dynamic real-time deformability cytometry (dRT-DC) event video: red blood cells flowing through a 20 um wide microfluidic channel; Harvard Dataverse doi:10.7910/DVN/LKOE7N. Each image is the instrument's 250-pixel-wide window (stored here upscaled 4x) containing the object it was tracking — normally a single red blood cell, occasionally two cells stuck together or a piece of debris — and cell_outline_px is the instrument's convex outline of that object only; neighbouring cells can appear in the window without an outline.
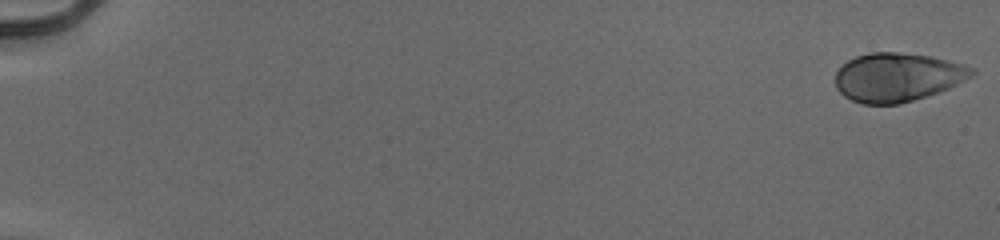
{"species": "human", "species_latin": "Homo sapiens", "temperature_condition": "cold", "stored_images_in_passage": 55, "camera_frame_rate_fps": 3000, "um_per_image_px": 0.085, "donor": {"sex": "male"}, "frame": {"image": 1, "passage_image": 1, "time_ms": 0.0, "image_size_px": [1000, 240], "cell_outline_px": [[976, 72], [972, 76], [948, 88], [900, 104], [864, 104], [852, 100], [844, 96], [836, 88], [836, 72], [848, 60], [856, 56], [872, 52], [896, 52], [932, 56], [964, 64], [976, 68]], "centroid_in_image_um": [76.29, 6.55], "position_along_channel_um": 8.7, "area_um2": 38.55}}
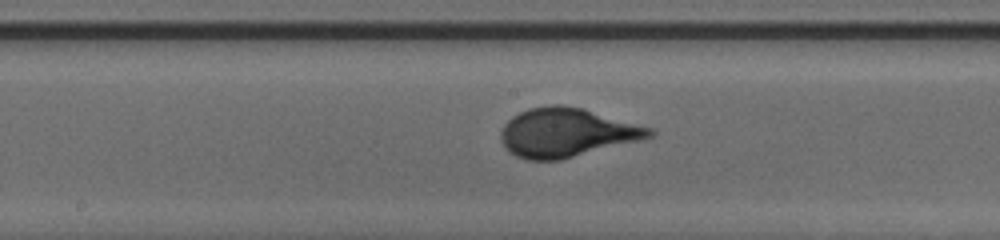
{"frame": {"image": 2, "passage_image": 31, "time_ms": 10.0, "image_size_px": [1000, 240], "cell_outline_px": [[656, 132], [652, 136], [644, 140], [560, 160], [528, 160], [516, 156], [508, 152], [504, 148], [500, 140], [500, 132], [504, 124], [512, 116], [528, 108], [552, 104], [560, 104], [584, 108], [652, 128]], "centroid_in_image_um": [48.16, 11.27], "position_along_channel_um": 200.0, "area_um2": 42.89}}
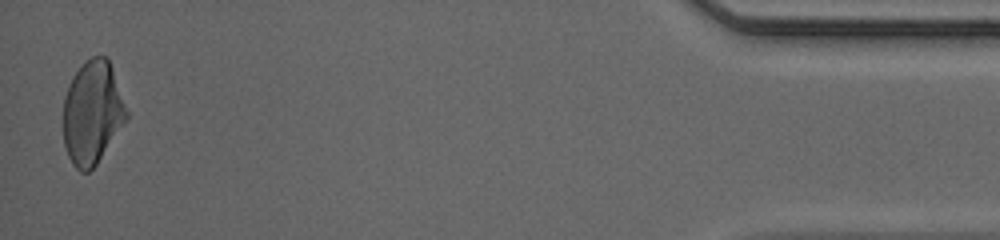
{"frame": {"image": 3, "passage_image": 54, "time_ms": 17.667, "image_size_px": [1000, 240], "cell_outline_px": [[128, 116], [96, 164], [88, 172], [80, 172], [72, 164], [68, 156], [64, 144], [64, 96], [68, 84], [72, 76], [92, 56], [104, 56], [108, 60], [112, 68], [128, 112]], "centroid_in_image_um": [7.83, 9.58], "position_along_channel_um": 427.4, "area_um2": 37.45}}